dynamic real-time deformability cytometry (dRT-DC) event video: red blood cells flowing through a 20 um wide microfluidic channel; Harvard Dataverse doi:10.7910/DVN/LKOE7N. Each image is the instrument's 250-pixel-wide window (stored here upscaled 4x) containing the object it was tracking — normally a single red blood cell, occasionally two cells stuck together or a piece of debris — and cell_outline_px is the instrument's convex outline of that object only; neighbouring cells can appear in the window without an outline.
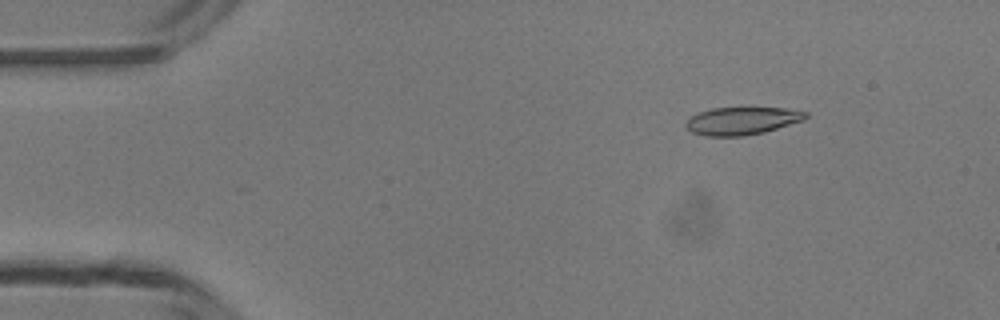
{"species": "common noctule bat (a hibernating species)", "species_latin": "Nyctalus noctula", "temperature_condition": "room temperature", "stored_images_in_passage": 4, "camera_frame_rate_fps": 3000, "um_per_image_px": 0.085, "animal": {"sex": "male", "body_mass_g": 13.3}, "frame": {"image": 1, "passage_image": 2, "time_ms": 1.333, "image_size_px": [1000, 320], "cell_outline_px": [[808, 116], [804, 120], [764, 132], [744, 136], [708, 136], [692, 132], [684, 124], [688, 116], [712, 108], [784, 108], [808, 112]], "centroid_in_image_um": [63.05, 10.27], "position_along_channel_um": 21.9, "area_um2": 19.31}}